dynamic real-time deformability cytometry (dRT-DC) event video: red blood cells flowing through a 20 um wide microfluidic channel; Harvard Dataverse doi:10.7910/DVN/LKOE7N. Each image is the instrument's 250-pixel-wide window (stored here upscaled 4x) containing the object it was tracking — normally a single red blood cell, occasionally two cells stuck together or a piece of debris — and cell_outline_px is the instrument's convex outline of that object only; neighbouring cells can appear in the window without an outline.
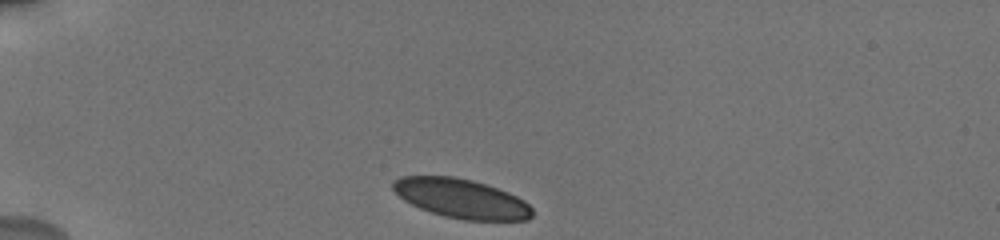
{"species": "human", "species_latin": "Homo sapiens", "temperature_condition": "cold", "stored_images_in_passage": 36, "camera_frame_rate_fps": 3000, "um_per_image_px": 0.085, "donor": {"sex": "male"}, "frame": {"image": 1, "passage_image": 1, "time_ms": 0.0, "image_size_px": [1000, 240], "cell_outline_px": [[532, 216], [528, 220], [464, 220], [444, 216], [420, 208], [404, 200], [392, 188], [392, 184], [400, 176], [452, 176], [472, 180], [508, 192], [524, 200], [532, 208]], "centroid_in_image_um": [39.22, 16.87], "position_along_channel_um": 45.8, "area_um2": 31.62}}
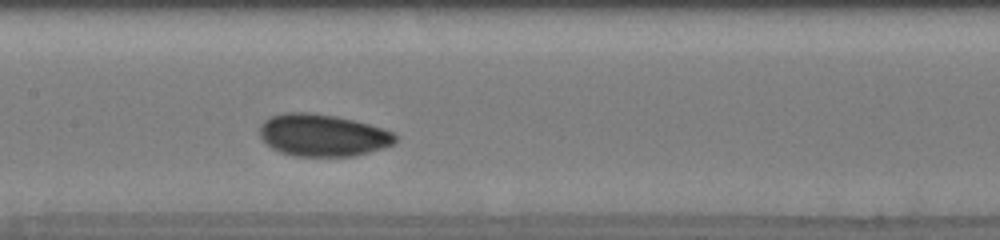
{"frame": {"image": 2, "passage_image": 14, "time_ms": 4.667, "image_size_px": [1000, 240], "cell_outline_px": [[396, 140], [392, 144], [384, 148], [352, 156], [292, 156], [280, 152], [272, 148], [260, 136], [260, 124], [264, 120], [272, 116], [284, 112], [308, 112], [336, 116], [368, 124], [392, 132], [396, 136]], "centroid_in_image_um": [27.39, 11.49], "position_along_channel_um": 180.0, "area_um2": 33.12}}
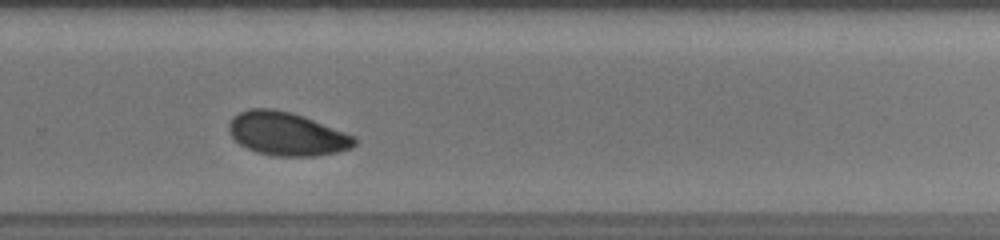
{"frame": {"image": 3, "passage_image": 24, "time_ms": 8.0, "image_size_px": [1000, 240], "cell_outline_px": [[356, 144], [352, 148], [336, 152], [316, 156], [272, 156], [256, 152], [240, 144], [228, 132], [228, 124], [232, 116], [248, 108], [272, 108], [292, 112], [304, 116], [356, 136]], "centroid_in_image_um": [24.37, 11.37], "position_along_channel_um": 305.4, "area_um2": 32.02}, "authors_computed_cell_mechanics": {"area_um2": 32.1946, "velocity_mm_per_s": 3.7743, "shape_relaxation_time_tau1_ms": 4.4296, "shape_relaxation_time_tau2_ms": null, "deformation_change_tau1": 0.0783, "deformation_change_tau2": null}}